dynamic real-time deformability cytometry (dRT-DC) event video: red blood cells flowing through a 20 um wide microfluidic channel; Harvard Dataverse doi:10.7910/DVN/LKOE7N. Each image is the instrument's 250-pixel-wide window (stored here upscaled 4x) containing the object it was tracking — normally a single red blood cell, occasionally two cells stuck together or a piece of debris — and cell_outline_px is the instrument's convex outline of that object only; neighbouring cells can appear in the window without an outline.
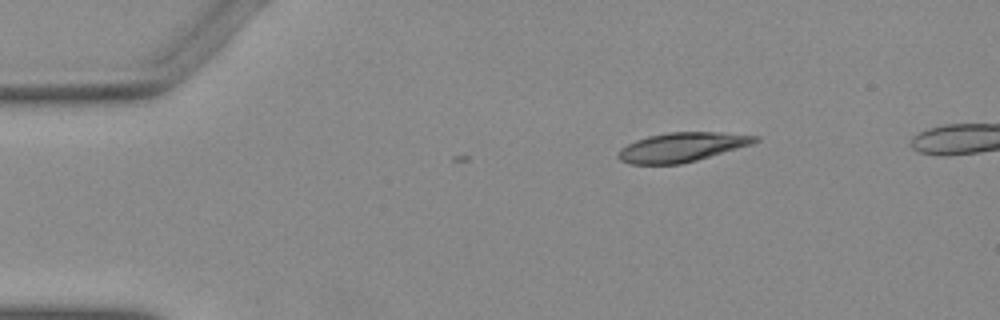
{"species": "Egyptian fruit bat (a non-hibernating species)", "species_latin": "Rousettus aegyptiacus", "temperature_condition": "warm", "stored_images_in_passage": 41, "camera_frame_rate_fps": 3000, "um_per_image_px": 0.085, "animal": {"sex": "female"}, "frame": {"image": 1, "passage_image": 1, "time_ms": 0.0, "image_size_px": [1000, 320], "cell_outline_px": [[760, 140], [752, 144], [696, 160], [680, 164], [632, 164], [620, 160], [620, 148], [636, 140], [648, 136], [668, 132], [720, 132], [760, 136]], "centroid_in_image_um": [57.99, 12.49], "position_along_channel_um": 27.0, "area_um2": 23.06}}
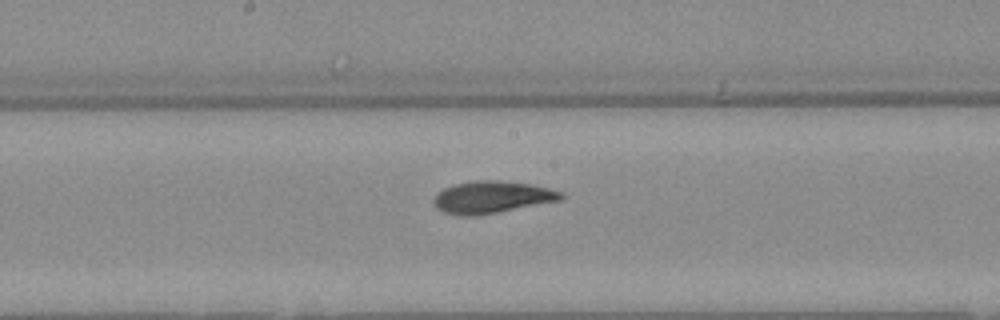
{"frame": {"image": 2, "passage_image": 20, "time_ms": 6.333, "image_size_px": [1000, 320], "cell_outline_px": [[564, 196], [560, 200], [476, 216], [460, 216], [444, 212], [436, 208], [432, 200], [436, 192], [452, 184], [476, 180], [500, 180], [532, 184], [564, 192]], "centroid_in_image_um": [41.77, 16.75], "position_along_channel_um": 206.4, "area_um2": 23.99}}
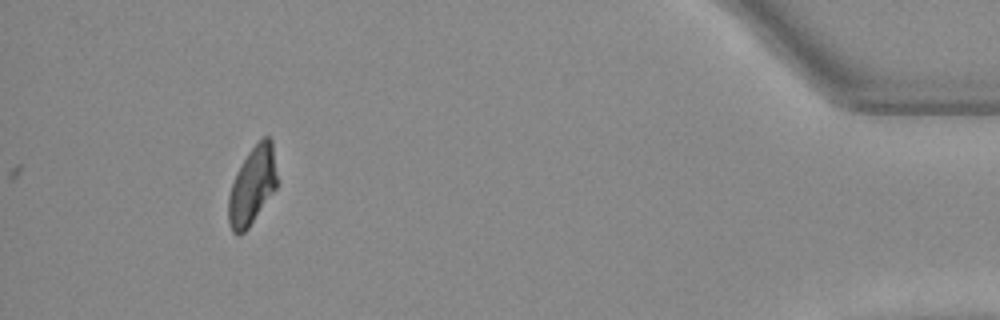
{"frame": {"image": 3, "passage_image": 41, "time_ms": 13.333, "image_size_px": [1000, 320], "cell_outline_px": [[276, 188], [248, 228], [244, 232], [236, 236], [232, 232], [228, 224], [228, 196], [236, 172], [248, 152], [264, 136], [268, 136], [272, 140], [276, 176]], "centroid_in_image_um": [21.41, 15.82], "position_along_channel_um": 413.8, "area_um2": 21.79}}